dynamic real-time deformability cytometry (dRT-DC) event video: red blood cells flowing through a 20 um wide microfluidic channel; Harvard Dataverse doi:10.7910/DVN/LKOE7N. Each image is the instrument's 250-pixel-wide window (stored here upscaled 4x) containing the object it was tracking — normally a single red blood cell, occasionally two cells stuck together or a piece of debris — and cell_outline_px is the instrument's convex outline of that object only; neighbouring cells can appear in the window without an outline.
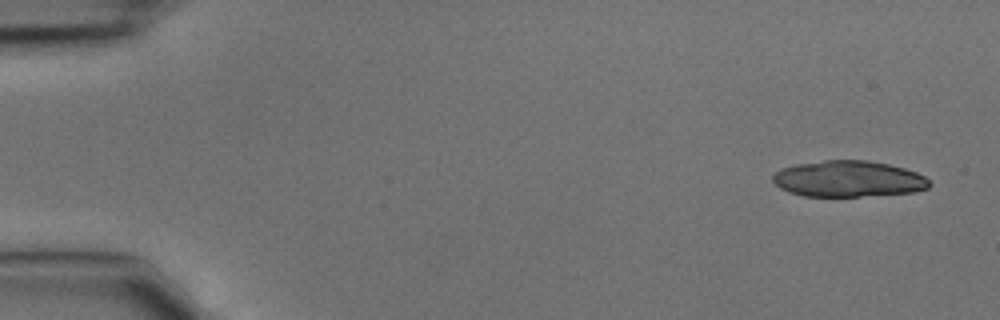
{"species": "common noctule bat (a hibernating species)", "species_latin": "Nyctalus noctula", "temperature_condition": "cold", "stored_images_in_passage": 4, "camera_frame_rate_fps": 3000, "um_per_image_px": 0.085, "animal": {"sex": "male", "body_mass_g": 15.6}, "frame": {"image": 1, "passage_image": 1, "time_ms": 0.0, "image_size_px": [1000, 320], "cell_outline_px": [[932, 184], [928, 188], [912, 192], [860, 196], [804, 196], [788, 192], [780, 188], [772, 180], [772, 176], [776, 172], [784, 168], [796, 164], [824, 160], [868, 160], [888, 164], [904, 168], [916, 172], [924, 176]], "centroid_in_image_um": [72.11, 15.2], "position_along_channel_um": 12.9, "area_um2": 32.89}}